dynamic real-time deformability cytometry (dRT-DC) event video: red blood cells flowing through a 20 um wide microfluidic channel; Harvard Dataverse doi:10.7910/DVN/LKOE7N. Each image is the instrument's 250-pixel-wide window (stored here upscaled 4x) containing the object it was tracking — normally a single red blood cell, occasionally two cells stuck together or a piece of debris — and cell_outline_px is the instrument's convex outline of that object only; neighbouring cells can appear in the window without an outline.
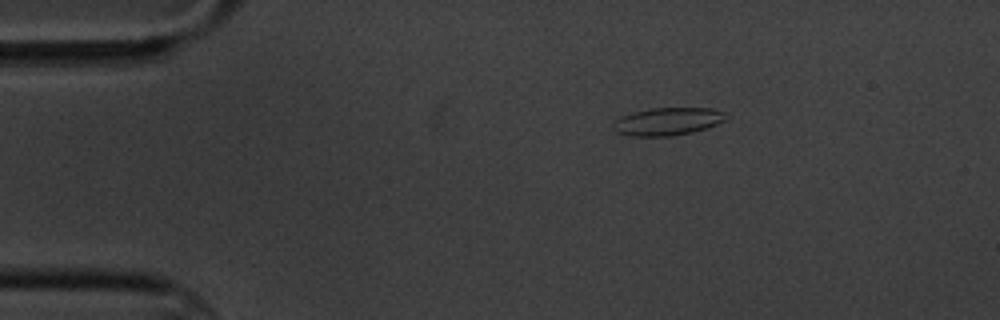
{"species": "common noctule bat (a hibernating species)", "species_latin": "Nyctalus noctula", "temperature_condition": "cold", "stored_images_in_passage": 6, "camera_frame_rate_fps": 3000, "um_per_image_px": 0.085, "animal": {"sex": "male", "body_mass_g": 20.1, "forearm_length_mm": 53.5}, "frame": {"image": 1, "passage_image": 3, "time_ms": 2.333, "image_size_px": [1000, 320], "cell_outline_px": [[728, 116], [724, 120], [716, 124], [692, 132], [672, 136], [632, 136], [616, 132], [612, 128], [612, 124], [620, 116], [632, 112], [652, 108], [712, 108], [728, 112]], "centroid_in_image_um": [56.74, 10.31], "position_along_channel_um": 28.3, "area_um2": 18.32}}
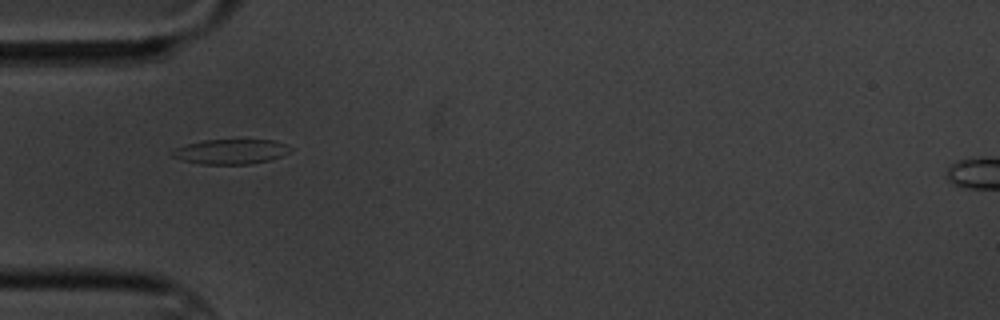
{"frame": {"image": 2, "passage_image": 5, "time_ms": 5.0, "image_size_px": [1000, 320], "cell_outline_px": [[292, 148], [288, 152], [272, 160], [248, 164], [200, 164], [180, 160], [172, 156], [172, 152], [176, 148], [188, 144], [204, 140], [272, 140], [284, 144]], "centroid_in_image_um": [19.6, 12.9], "position_along_channel_um": 65.4, "area_um2": 16.94}}